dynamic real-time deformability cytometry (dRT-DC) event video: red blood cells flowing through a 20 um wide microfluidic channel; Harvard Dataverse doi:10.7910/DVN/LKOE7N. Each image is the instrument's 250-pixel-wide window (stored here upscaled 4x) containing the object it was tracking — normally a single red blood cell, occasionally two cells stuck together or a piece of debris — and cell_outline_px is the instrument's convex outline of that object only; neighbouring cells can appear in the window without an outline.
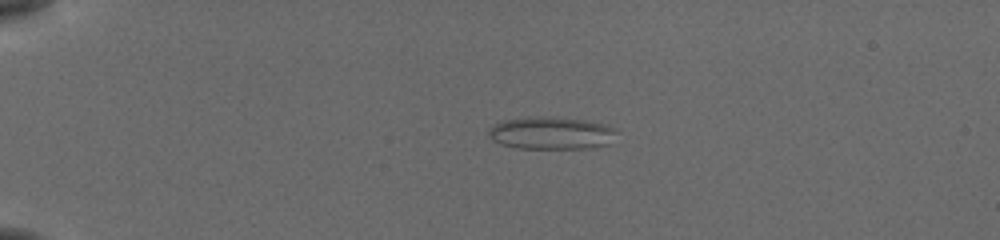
{"species": "common noctule bat (a hibernating species)", "species_latin": "Nyctalus noctula", "temperature_condition": "cold", "stored_images_in_passage": 44, "camera_frame_rate_fps": 3000, "um_per_image_px": 0.085, "animal": {"sex": "female", "body_mass_g": 19.5, "forearm_length_mm": 54.1}, "frame": {"image": 1, "passage_image": 3, "time_ms": 0.667, "image_size_px": [1000, 240], "cell_outline_px": [[616, 132], [608, 144], [584, 148], [520, 148], [500, 144], [492, 140], [488, 136], [488, 128], [500, 120], [528, 116], [540, 116], [584, 120], [604, 124], [616, 128]], "centroid_in_image_um": [46.77, 11.29], "position_along_channel_um": 38.2, "area_um2": 24.28}}
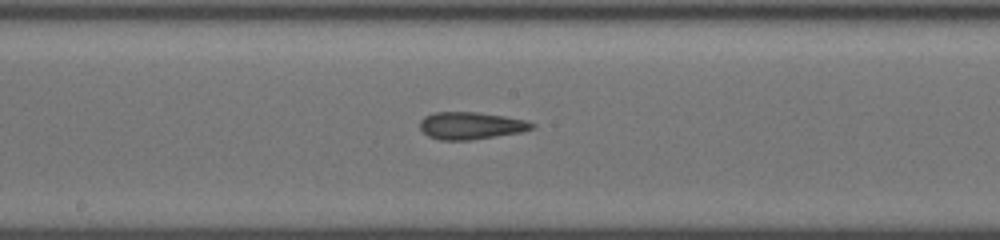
{"frame": {"image": 2, "passage_image": 21, "time_ms": 6.667, "image_size_px": [1000, 240], "cell_outline_px": [[536, 128], [520, 132], [496, 136], [468, 140], [440, 140], [428, 136], [420, 128], [420, 120], [424, 116], [432, 112], [476, 112], [504, 116], [524, 120], [536, 124]], "centroid_in_image_um": [40.01, 10.67], "position_along_channel_um": 208.2, "area_um2": 17.8}}
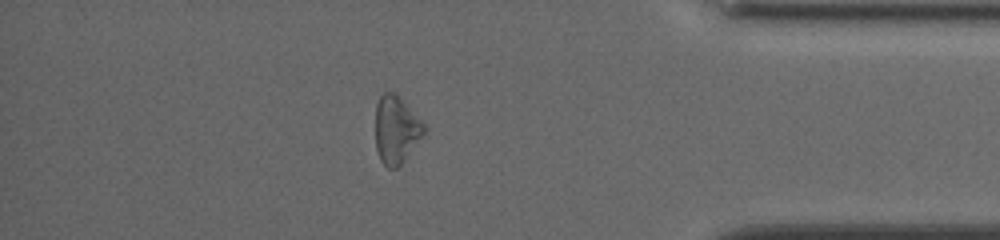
{"frame": {"image": 3, "passage_image": 38, "time_ms": 12.333, "image_size_px": [1000, 240], "cell_outline_px": [[424, 132], [404, 160], [396, 168], [388, 168], [380, 160], [376, 148], [376, 104], [380, 96], [384, 92], [392, 92], [424, 124]], "centroid_in_image_um": [33.62, 11.06], "position_along_channel_um": 401.6, "area_um2": 18.32}, "authors_computed_cell_mechanics": {"area_um2": 18.4671, "velocity_mm_per_s": 3.8323, "shape_relaxation_time_tau1_ms": null, "shape_relaxation_time_tau2_ms": 2.2761, "deformation_change_tau1": null, "deformation_change_tau2": 0.0885}}